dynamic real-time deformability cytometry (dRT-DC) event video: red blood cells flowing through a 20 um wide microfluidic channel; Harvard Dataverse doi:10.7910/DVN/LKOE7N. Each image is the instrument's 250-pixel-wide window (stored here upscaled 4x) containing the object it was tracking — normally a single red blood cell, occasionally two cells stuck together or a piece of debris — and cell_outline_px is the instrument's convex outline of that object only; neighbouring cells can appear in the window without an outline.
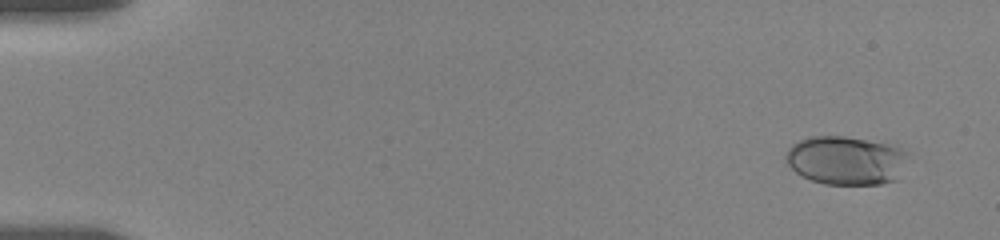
{"species": "human", "species_latin": "Homo sapiens", "temperature_condition": "room temperature", "stored_images_in_passage": 7, "camera_frame_rate_fps": 3000, "um_per_image_px": 0.085, "donor": {"sex": "female"}, "frame": {"image": 1, "passage_image": 2, "time_ms": 1.0, "image_size_px": [1000, 240], "cell_outline_px": [[908, 156], [896, 180], [880, 184], [824, 184], [800, 176], [784, 160], [784, 156], [788, 148], [792, 144], [808, 136], [844, 136], [884, 144], [900, 148], [908, 152]], "centroid_in_image_um": [71.85, 13.64], "position_along_channel_um": 13.1, "area_um2": 34.51}}
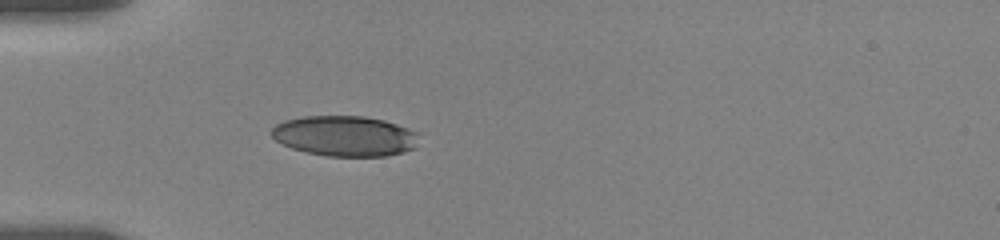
{"frame": {"image": 2, "passage_image": 7, "time_ms": 5.667, "image_size_px": [1000, 240], "cell_outline_px": [[416, 148], [404, 152], [388, 156], [328, 156], [304, 152], [292, 148], [276, 140], [268, 132], [276, 124], [284, 120], [304, 116], [364, 116], [384, 120], [408, 128], [416, 132]], "centroid_in_image_um": [29.29, 11.56], "position_along_channel_um": 55.7, "area_um2": 34.8}}